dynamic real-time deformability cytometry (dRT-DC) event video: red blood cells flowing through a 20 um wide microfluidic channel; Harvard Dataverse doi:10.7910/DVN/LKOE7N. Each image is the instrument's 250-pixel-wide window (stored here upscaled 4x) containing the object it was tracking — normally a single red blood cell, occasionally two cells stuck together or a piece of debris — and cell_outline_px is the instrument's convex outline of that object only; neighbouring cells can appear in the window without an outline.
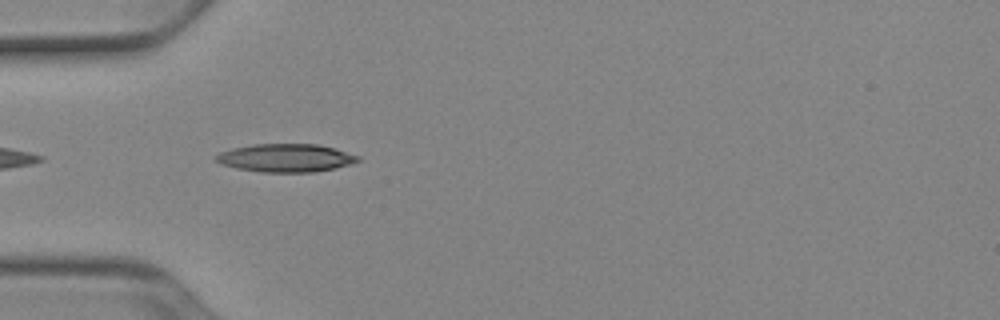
{"species": "Egyptian fruit bat (a non-hibernating species)", "species_latin": "Rousettus aegyptiacus", "temperature_condition": "cold", "stored_images_in_passage": 6, "camera_frame_rate_fps": 3000, "um_per_image_px": 0.085, "animal": {"sex": "female"}, "frame": {"image": 1, "passage_image": 3, "time_ms": 0.667, "image_size_px": [1000, 320], "cell_outline_px": [[360, 160], [352, 164], [336, 168], [312, 172], [260, 172], [236, 168], [220, 164], [216, 160], [216, 156], [220, 152], [232, 148], [252, 144], [316, 144], [332, 148], [360, 156]], "centroid_in_image_um": [24.28, 13.43], "position_along_channel_um": 60.7, "area_um2": 23.24}}